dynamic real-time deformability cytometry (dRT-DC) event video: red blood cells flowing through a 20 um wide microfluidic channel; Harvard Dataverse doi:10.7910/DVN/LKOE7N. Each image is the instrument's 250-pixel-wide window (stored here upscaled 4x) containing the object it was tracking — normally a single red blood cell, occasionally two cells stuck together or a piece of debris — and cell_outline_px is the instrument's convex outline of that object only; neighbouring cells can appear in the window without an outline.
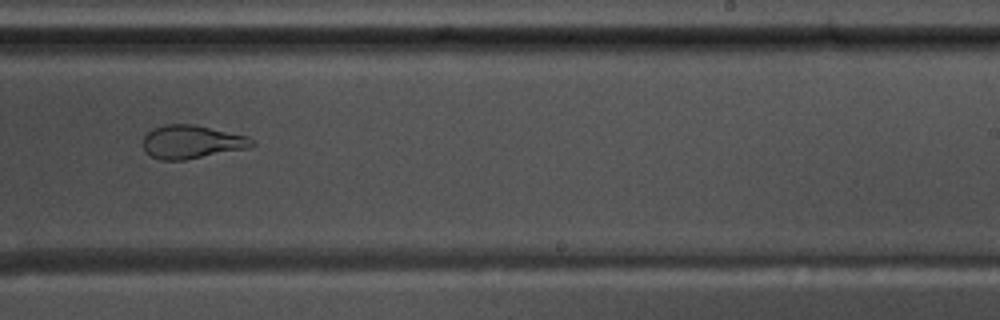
{"species": "common noctule bat (a hibernating species)", "species_latin": "Nyctalus noctula", "temperature_condition": "warm", "stored_images_in_passage": 38, "camera_frame_rate_fps": 3000, "um_per_image_px": 0.085, "animal": {"sex": "male", "body_mass_g": 17.5, "forearm_length_mm": 52.3}, "frame": {"image": 1, "passage_image": 22, "time_ms": 7.0, "image_size_px": [1000, 320], "cell_outline_px": [[256, 144], [248, 148], [184, 160], [160, 160], [144, 152], [144, 136], [152, 128], [164, 124], [192, 124], [248, 136]], "centroid_in_image_um": [16.27, 12.06], "position_along_channel_um": 272.7, "area_um2": 21.1}}